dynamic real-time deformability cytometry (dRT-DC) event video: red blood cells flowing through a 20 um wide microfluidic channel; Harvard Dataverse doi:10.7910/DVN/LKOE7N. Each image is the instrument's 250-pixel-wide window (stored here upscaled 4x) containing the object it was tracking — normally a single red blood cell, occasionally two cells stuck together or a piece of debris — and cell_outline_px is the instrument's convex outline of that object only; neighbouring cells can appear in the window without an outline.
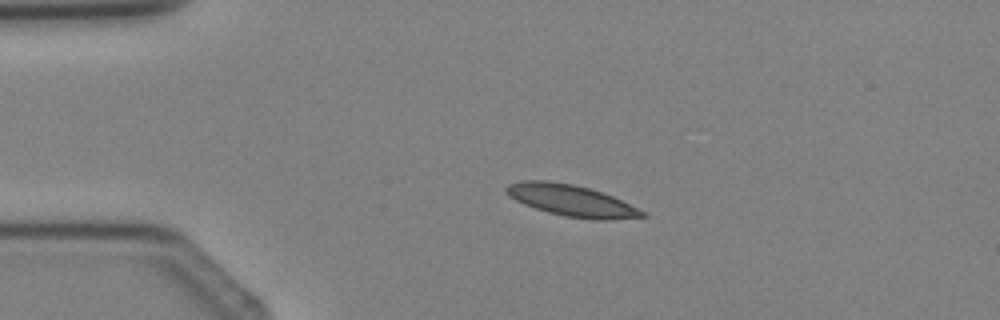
{"species": "Egyptian fruit bat (a non-hibernating species)", "species_latin": "Rousettus aegyptiacus", "temperature_condition": "cold", "stored_images_in_passage": 4, "camera_frame_rate_fps": 3000, "um_per_image_px": 0.085, "animal": {"sex": "female"}, "frame": {"image": 1, "passage_image": 3, "time_ms": 2.333, "image_size_px": [1000, 320], "cell_outline_px": [[648, 216], [604, 220], [596, 220], [568, 216], [548, 212], [524, 204], [508, 196], [504, 192], [504, 188], [508, 184], [520, 180], [548, 180], [572, 184], [588, 188], [612, 196], [644, 212]], "centroid_in_image_um": [48.48, 17.02], "position_along_channel_um": 36.5, "area_um2": 24.57}}